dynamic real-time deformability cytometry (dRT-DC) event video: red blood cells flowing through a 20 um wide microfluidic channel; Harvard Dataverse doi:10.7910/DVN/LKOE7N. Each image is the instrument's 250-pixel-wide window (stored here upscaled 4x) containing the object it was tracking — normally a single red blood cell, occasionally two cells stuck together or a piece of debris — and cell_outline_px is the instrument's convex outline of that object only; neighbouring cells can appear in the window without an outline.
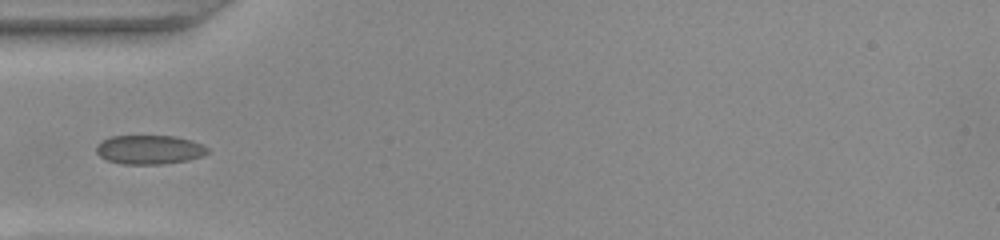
{"species": "common noctule bat (a hibernating species)", "species_latin": "Nyctalus noctula", "temperature_condition": "warm", "stored_images_in_passage": 21, "camera_frame_rate_fps": 3000, "um_per_image_px": 0.085, "animal": {"sex": "female", "body_mass_g": 22.0, "forearm_length_mm": 56.7}, "frame": {"image": 1, "passage_image": 1, "time_ms": 0.0, "image_size_px": [1000, 240], "cell_outline_px": [[208, 152], [204, 156], [188, 160], [160, 164], [124, 164], [108, 160], [100, 156], [96, 152], [96, 144], [100, 140], [112, 136], [176, 136], [192, 140], [208, 148]], "centroid_in_image_um": [12.69, 12.71], "position_along_channel_um": 72.3, "area_um2": 18.9}}
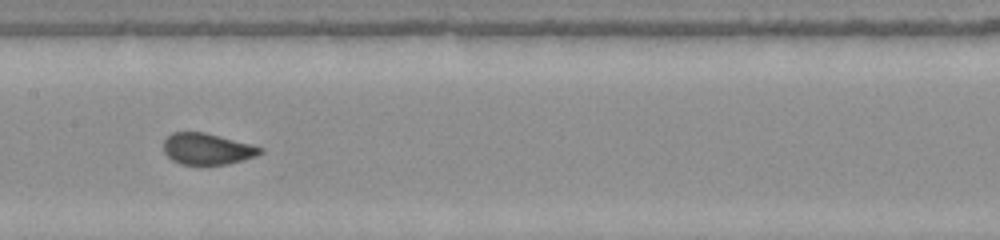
{"frame": {"image": 2, "passage_image": 10, "time_ms": 3.0, "image_size_px": [1000, 240], "cell_outline_px": [[264, 152], [256, 156], [228, 164], [180, 164], [172, 160], [164, 152], [164, 140], [172, 132], [204, 132], [252, 144], [264, 148]], "centroid_in_image_um": [17.63, 12.65], "position_along_channel_um": 189.8, "area_um2": 17.63}}
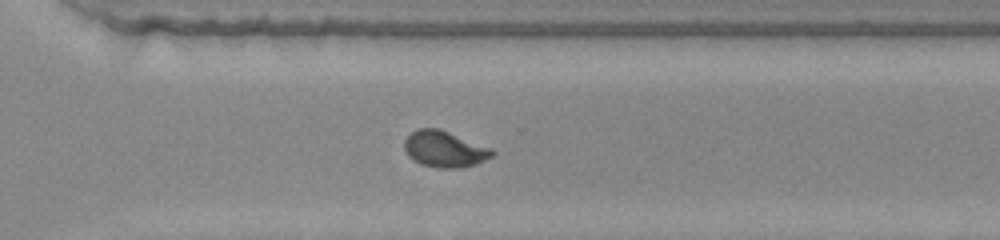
{"frame": {"image": 3, "passage_image": 21, "time_ms": 6.667, "image_size_px": [1000, 240], "cell_outline_px": [[496, 152], [492, 156], [476, 164], [460, 168], [436, 168], [420, 164], [412, 160], [408, 156], [404, 148], [404, 140], [412, 132], [420, 128], [440, 128], [492, 148]], "centroid_in_image_um": [37.78, 12.68], "position_along_channel_um": 332.8, "area_um2": 18.73}}